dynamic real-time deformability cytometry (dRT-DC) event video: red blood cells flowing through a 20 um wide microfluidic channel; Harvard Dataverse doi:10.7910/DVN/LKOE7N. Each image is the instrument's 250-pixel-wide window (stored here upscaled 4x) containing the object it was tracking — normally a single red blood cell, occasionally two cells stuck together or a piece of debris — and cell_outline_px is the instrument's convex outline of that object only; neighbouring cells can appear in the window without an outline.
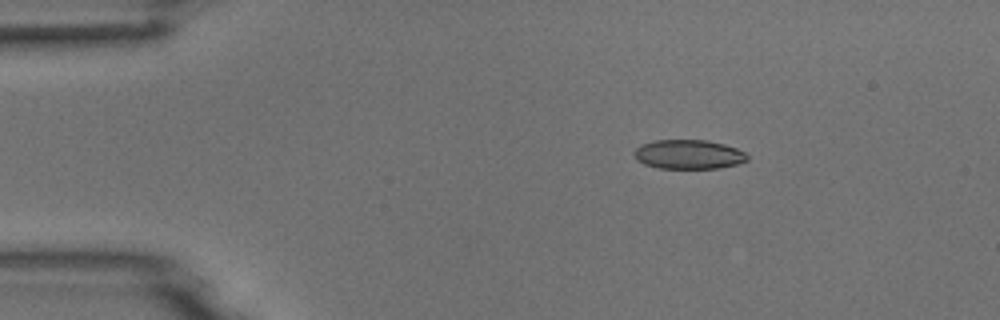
{"species": "common noctule bat (a hibernating species)", "species_latin": "Nyctalus noctula", "temperature_condition": "room temperature", "stored_images_in_passage": 34, "camera_frame_rate_fps": 3000, "um_per_image_px": 0.085, "animal": {"sex": "male", "body_mass_g": 18.8}, "frame": {"image": 1, "passage_image": 1, "time_ms": 0.0, "image_size_px": [1000, 320], "cell_outline_px": [[748, 160], [740, 164], [720, 168], [660, 168], [644, 164], [636, 160], [632, 152], [640, 144], [652, 140], [708, 140], [724, 144], [736, 148], [744, 152], [748, 156]], "centroid_in_image_um": [58.51, 13.12], "position_along_channel_um": 26.5, "area_um2": 19.54}}
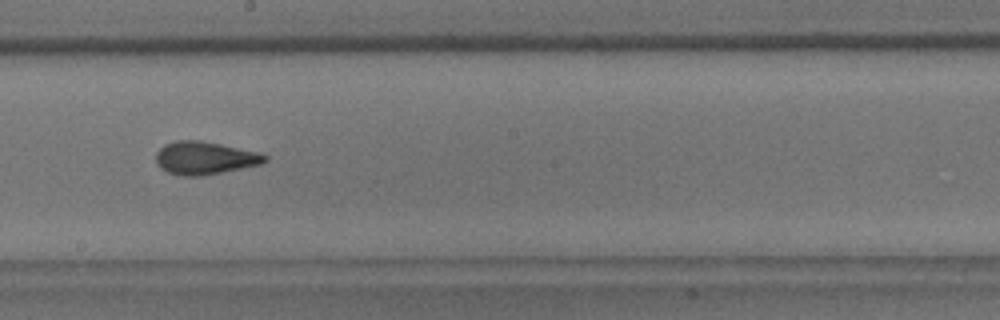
{"frame": {"image": 2, "passage_image": 22, "time_ms": 7.0, "image_size_px": [1000, 320], "cell_outline_px": [[268, 160], [264, 164], [200, 176], [180, 176], [168, 172], [160, 168], [156, 164], [156, 152], [164, 144], [176, 140], [200, 140], [260, 152], [268, 156]], "centroid_in_image_um": [17.41, 13.43], "position_along_channel_um": 230.8, "area_um2": 21.1}}
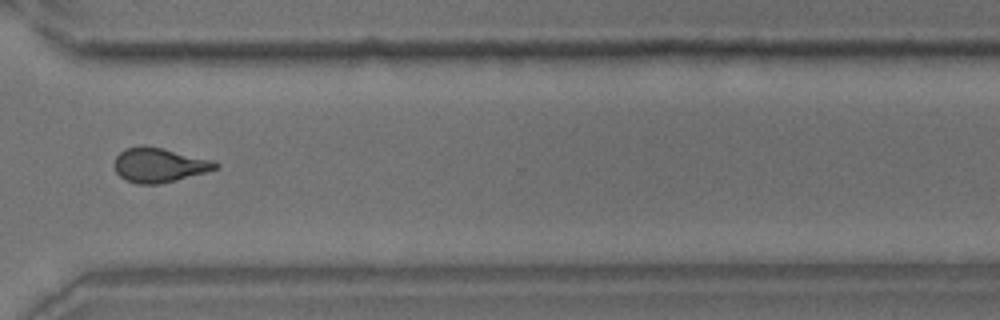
{"frame": {"image": 3, "passage_image": 32, "time_ms": 10.333, "image_size_px": [1000, 320], "cell_outline_px": [[220, 168], [208, 172], [160, 184], [136, 184], [124, 180], [116, 172], [116, 156], [124, 148], [140, 144], [144, 144], [212, 160], [220, 164]], "centroid_in_image_um": [13.54, 14.03], "position_along_channel_um": 357.1, "area_um2": 20.46}}